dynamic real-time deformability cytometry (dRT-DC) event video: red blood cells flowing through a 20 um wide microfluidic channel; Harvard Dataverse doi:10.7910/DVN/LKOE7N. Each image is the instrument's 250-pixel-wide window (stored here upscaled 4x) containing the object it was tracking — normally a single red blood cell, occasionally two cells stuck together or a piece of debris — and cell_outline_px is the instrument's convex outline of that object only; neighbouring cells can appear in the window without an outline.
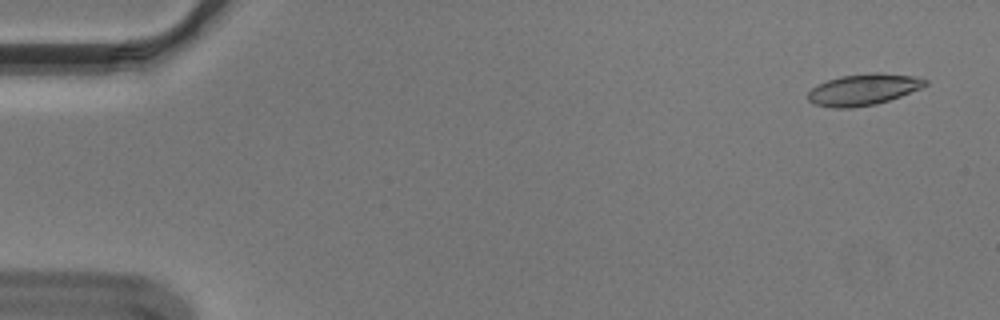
{"species": "Egyptian fruit bat (a non-hibernating species)", "species_latin": "Rousettus aegyptiacus", "temperature_condition": "cold", "stored_images_in_passage": 56, "camera_frame_rate_fps": 3000, "um_per_image_px": 0.085, "animal": {"sex": "male"}, "frame": {"image": 1, "passage_image": 3, "time_ms": 0.667, "image_size_px": [1000, 320], "cell_outline_px": [[928, 84], [924, 88], [876, 104], [852, 108], [832, 108], [812, 104], [808, 100], [808, 92], [816, 84], [840, 76], [872, 72], [880, 72], [912, 76], [928, 80]], "centroid_in_image_um": [73.38, 7.61], "position_along_channel_um": 11.6, "area_um2": 21.68}}
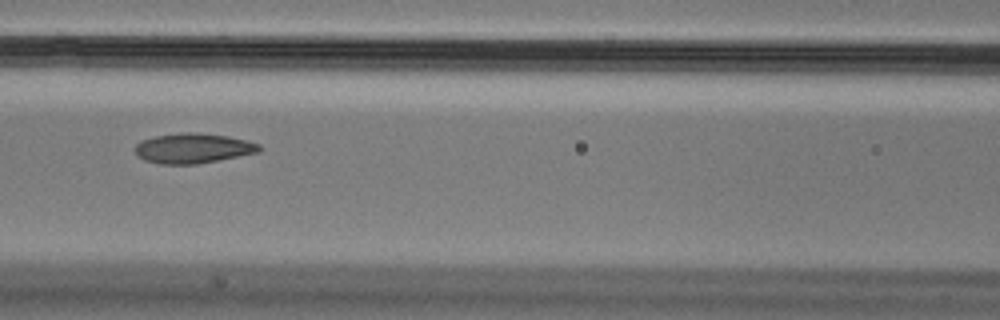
{"frame": {"image": 2, "passage_image": 25, "time_ms": 8.0, "image_size_px": [1000, 320], "cell_outline_px": [[260, 152], [196, 164], [160, 164], [144, 160], [136, 156], [136, 144], [140, 140], [156, 136], [188, 132], [196, 132], [228, 136], [248, 140], [260, 144]], "centroid_in_image_um": [16.41, 12.6], "position_along_channel_um": 150.2, "area_um2": 21.68}}
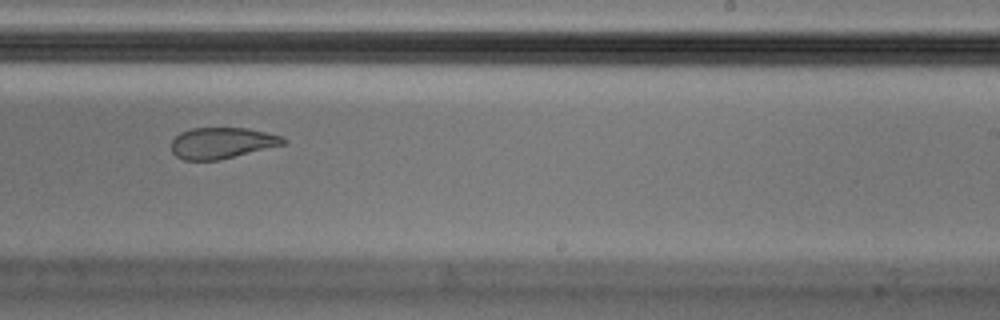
{"frame": {"image": 3, "passage_image": 35, "time_ms": 11.333, "image_size_px": [1000, 320], "cell_outline_px": [[288, 140], [284, 144], [220, 160], [184, 160], [176, 156], [172, 152], [172, 140], [180, 132], [192, 128], [248, 128], [280, 136]], "centroid_in_image_um": [18.84, 12.15], "position_along_channel_um": 270.2, "area_um2": 20.17}, "authors_computed_cell_mechanics": {"area_um2": 21.8195, "velocity_mm_per_s": 3.6038, "shape_relaxation_time_tau1_ms": null, "shape_relaxation_time_tau2_ms": 2.3211, "deformation_change_tau1": null, "deformation_change_tau2": 0.0715}}